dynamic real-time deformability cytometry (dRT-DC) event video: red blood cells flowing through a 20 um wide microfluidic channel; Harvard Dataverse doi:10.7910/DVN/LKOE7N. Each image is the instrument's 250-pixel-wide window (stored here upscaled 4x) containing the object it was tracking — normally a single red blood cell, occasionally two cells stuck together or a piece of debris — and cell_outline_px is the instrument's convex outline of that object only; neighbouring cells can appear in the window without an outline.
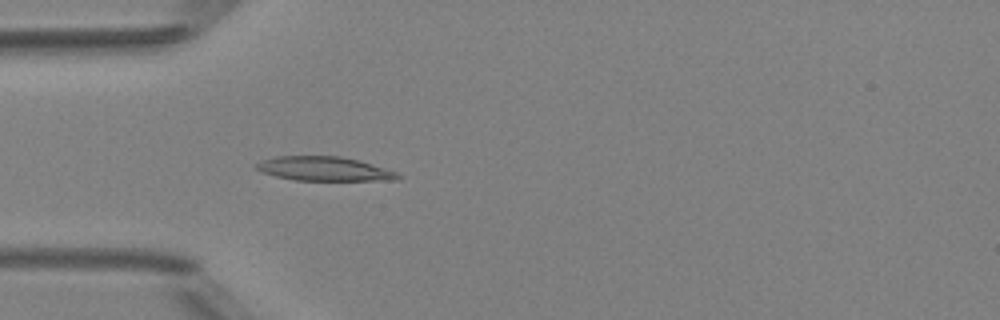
{"species": "Egyptian fruit bat (a non-hibernating species)", "species_latin": "Rousettus aegyptiacus", "temperature_condition": "room temperature", "stored_images_in_passage": 5, "camera_frame_rate_fps": 3000, "um_per_image_px": 0.085, "animal": {"sex": "female"}, "frame": {"image": 1, "passage_image": 5, "time_ms": 4.667, "image_size_px": [1000, 320], "cell_outline_px": [[404, 176], [400, 180], [296, 180], [276, 176], [264, 172], [256, 168], [252, 164], [276, 156], [340, 156], [372, 164], [396, 172]], "centroid_in_image_um": [27.58, 14.35], "position_along_channel_um": 57.4, "area_um2": 19.77}}